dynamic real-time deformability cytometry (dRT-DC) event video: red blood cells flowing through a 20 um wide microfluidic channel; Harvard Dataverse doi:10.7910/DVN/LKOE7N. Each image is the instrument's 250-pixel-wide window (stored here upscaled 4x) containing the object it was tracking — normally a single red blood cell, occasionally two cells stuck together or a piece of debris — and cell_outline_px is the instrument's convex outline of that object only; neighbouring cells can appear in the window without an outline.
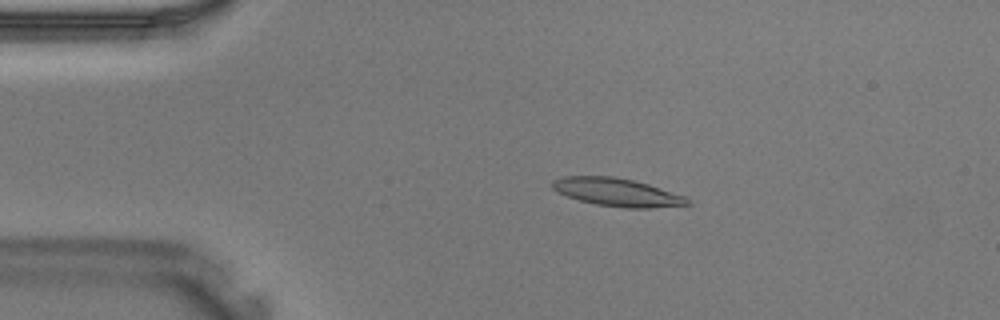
{"species": "Egyptian fruit bat (a non-hibernating species)", "species_latin": "Rousettus aegyptiacus", "temperature_condition": "warm", "stored_images_in_passage": 40, "camera_frame_rate_fps": 3000, "um_per_image_px": 0.085, "animal": {"sex": "male"}, "frame": {"image": 1, "passage_image": 8, "time_ms": 2.333, "image_size_px": [1000, 320], "cell_outline_px": [[692, 204], [652, 208], [624, 208], [596, 204], [580, 200], [568, 196], [552, 188], [552, 180], [564, 176], [612, 176], [632, 180], [648, 184], [688, 196], [692, 200]], "centroid_in_image_um": [52.53, 16.34], "position_along_channel_um": 32.5, "area_um2": 22.14}}
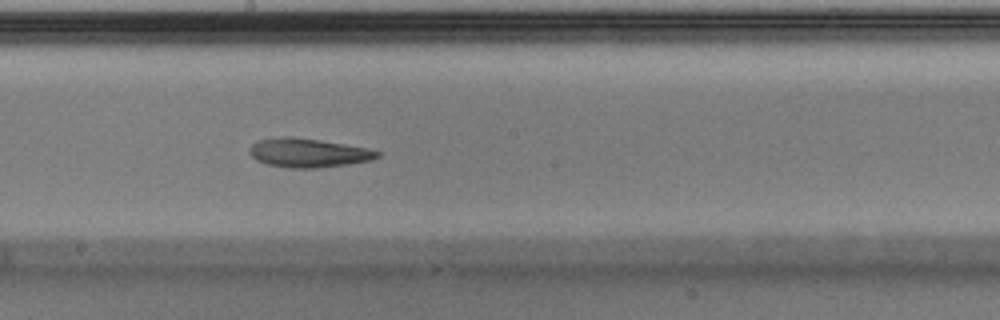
{"frame": {"image": 2, "passage_image": 22, "time_ms": 7.0, "image_size_px": [1000, 320], "cell_outline_px": [[380, 156], [372, 160], [348, 164], [316, 168], [288, 168], [268, 164], [256, 160], [248, 152], [248, 148], [256, 140], [280, 136], [292, 136], [320, 140], [368, 148], [380, 152]], "centroid_in_image_um": [26.17, 12.98], "position_along_channel_um": 222.0, "area_um2": 21.73}}
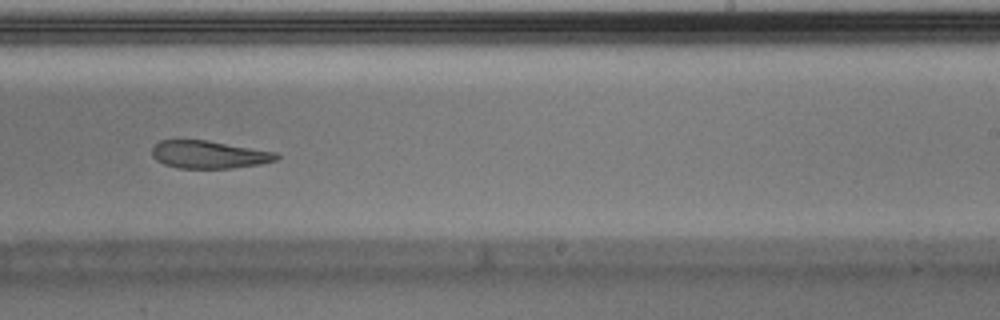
{"frame": {"image": 3, "passage_image": 25, "time_ms": 8.0, "image_size_px": [1000, 320], "cell_outline_px": [[280, 156], [276, 160], [260, 164], [232, 168], [176, 168], [164, 164], [156, 160], [152, 156], [152, 148], [160, 140], [208, 140], [276, 152]], "centroid_in_image_um": [17.75, 13.14], "position_along_channel_um": 271.2, "area_um2": 20.11}}